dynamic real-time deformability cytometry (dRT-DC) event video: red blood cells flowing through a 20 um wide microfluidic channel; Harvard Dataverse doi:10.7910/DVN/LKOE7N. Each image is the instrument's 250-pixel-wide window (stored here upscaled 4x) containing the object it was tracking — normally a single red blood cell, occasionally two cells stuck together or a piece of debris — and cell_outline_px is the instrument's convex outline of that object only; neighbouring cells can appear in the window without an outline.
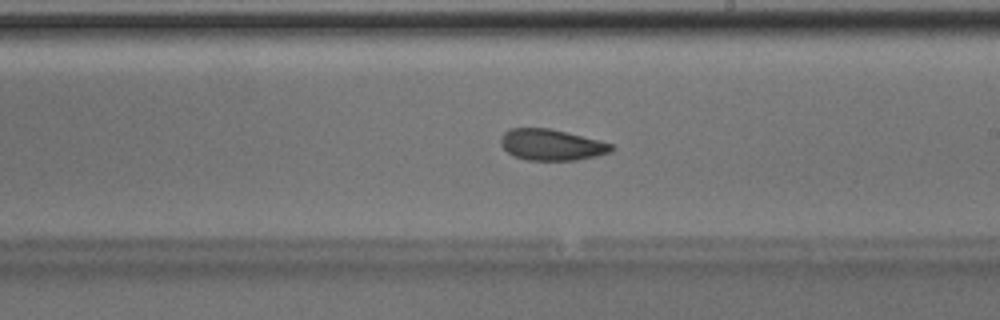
{"species": "Egyptian fruit bat (a non-hibernating species)", "species_latin": "Rousettus aegyptiacus", "temperature_condition": "room temperature", "stored_images_in_passage": 49, "camera_frame_rate_fps": 3000, "um_per_image_px": 0.085, "animal": {"sex": "male"}, "frame": {"image": 1, "passage_image": 28, "time_ms": 9.0, "image_size_px": [1000, 320], "cell_outline_px": [[616, 148], [612, 152], [596, 156], [576, 160], [528, 160], [512, 156], [500, 144], [500, 136], [508, 128], [548, 128], [600, 140], [612, 144]], "centroid_in_image_um": [46.87, 12.31], "position_along_channel_um": 242.1, "area_um2": 20.23}, "authors_computed_cell_mechanics": {"area_um2": 20.7502, "velocity_mm_per_s": 4.0429, "shape_relaxation_time_tau1_ms": null, "shape_relaxation_time_tau2_ms": 3.1728, "deformation_change_tau1": null, "deformation_change_tau2": 0.1001}}